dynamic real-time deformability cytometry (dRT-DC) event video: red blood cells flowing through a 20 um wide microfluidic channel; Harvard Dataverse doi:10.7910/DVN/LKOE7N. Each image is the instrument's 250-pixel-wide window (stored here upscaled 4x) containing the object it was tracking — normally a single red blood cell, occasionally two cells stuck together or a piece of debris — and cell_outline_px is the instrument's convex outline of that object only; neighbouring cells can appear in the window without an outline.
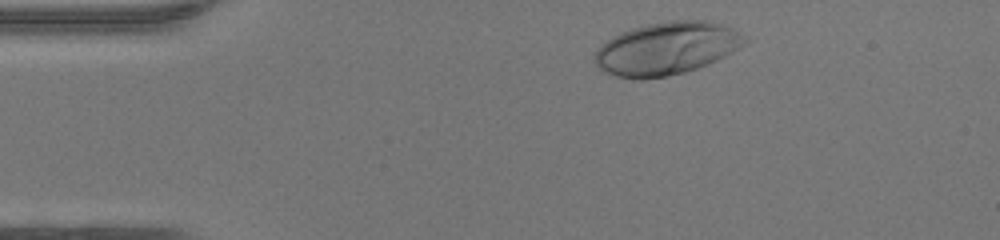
{"species": "human", "species_latin": "Homo sapiens", "temperature_condition": "warm", "stored_images_in_passage": 34, "camera_frame_rate_fps": 3000, "um_per_image_px": 0.085, "donor": {"sex": "female"}, "frame": {"image": 1, "passage_image": 2, "time_ms": 0.333, "image_size_px": [1000, 240], "cell_outline_px": [[748, 40], [744, 44], [732, 52], [708, 64], [684, 72], [668, 76], [644, 80], [640, 80], [616, 76], [604, 72], [592, 60], [592, 56], [612, 36], [620, 32], [632, 28], [664, 20], [708, 20], [732, 28]], "centroid_in_image_um": [56.63, 4.12], "position_along_channel_um": 28.4, "area_um2": 46.07}}
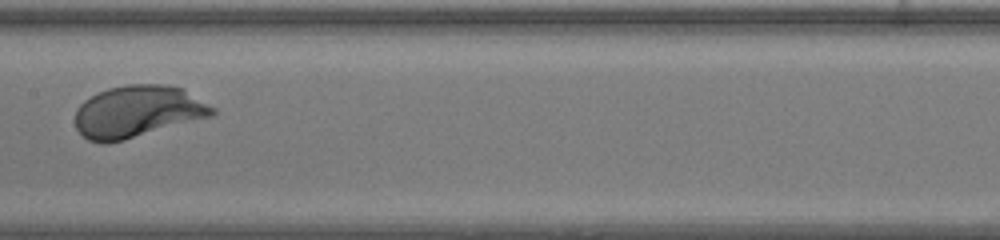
{"frame": {"image": 2, "passage_image": 18, "time_ms": 5.667, "image_size_px": [1000, 240], "cell_outline_px": [[216, 112], [212, 116], [124, 140], [108, 144], [100, 144], [88, 140], [76, 128], [76, 108], [84, 100], [108, 88], [128, 84], [164, 84], [184, 88], [216, 108]], "centroid_in_image_um": [11.71, 9.48], "position_along_channel_um": 195.7, "area_um2": 41.67}}
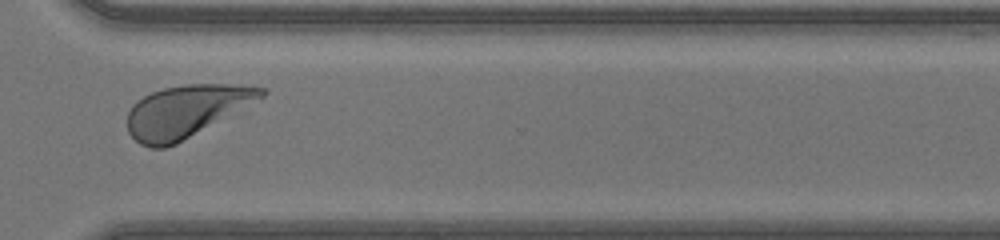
{"frame": {"image": 3, "passage_image": 29, "time_ms": 9.333, "image_size_px": [1000, 240], "cell_outline_px": [[268, 92], [264, 96], [176, 144], [164, 148], [148, 148], [140, 144], [128, 132], [128, 112], [132, 104], [136, 100], [152, 92], [164, 88], [184, 84], [228, 84], [264, 88]], "centroid_in_image_um": [15.75, 9.45], "position_along_channel_um": 354.8, "area_um2": 40.11}, "authors_computed_cell_mechanics": {"area_um2": 41.5582, "velocity_mm_per_s": 4.3137, "shape_relaxation_time_tau1_ms": 1.4268, "shape_relaxation_time_tau2_ms": null, "deformation_change_tau1": 0.1569, "deformation_change_tau2": null}}